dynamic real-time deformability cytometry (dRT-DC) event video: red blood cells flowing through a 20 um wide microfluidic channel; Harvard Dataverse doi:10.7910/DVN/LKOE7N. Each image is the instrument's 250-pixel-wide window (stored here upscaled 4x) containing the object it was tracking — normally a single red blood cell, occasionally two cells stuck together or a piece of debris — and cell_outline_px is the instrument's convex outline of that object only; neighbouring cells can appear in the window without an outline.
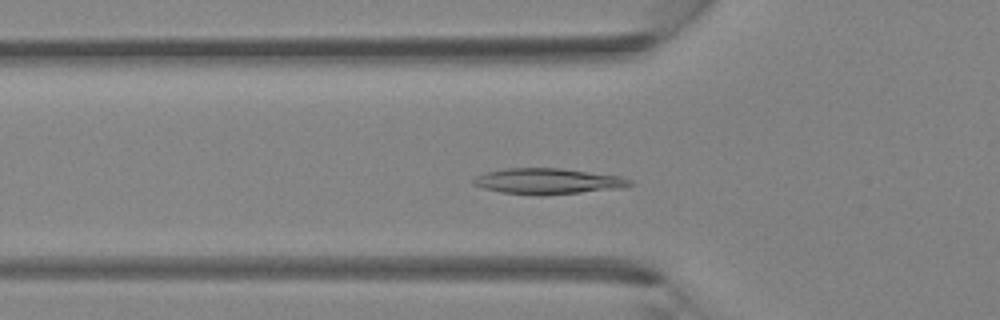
{"species": "Egyptian fruit bat (a non-hibernating species)", "species_latin": "Rousettus aegyptiacus", "temperature_condition": "room temperature", "stored_images_in_passage": 39, "camera_frame_rate_fps": 3000, "um_per_image_px": 0.085, "animal": {"sex": "female"}, "frame": {"image": 1, "passage_image": 12, "time_ms": 3.667, "image_size_px": [1000, 320], "cell_outline_px": [[632, 184], [620, 188], [544, 196], [536, 196], [500, 192], [484, 188], [472, 184], [472, 180], [476, 176], [484, 172], [504, 168], [560, 168], [620, 176], [632, 180]], "centroid_in_image_um": [46.51, 15.41], "position_along_channel_um": 79.3, "area_um2": 23.7}}
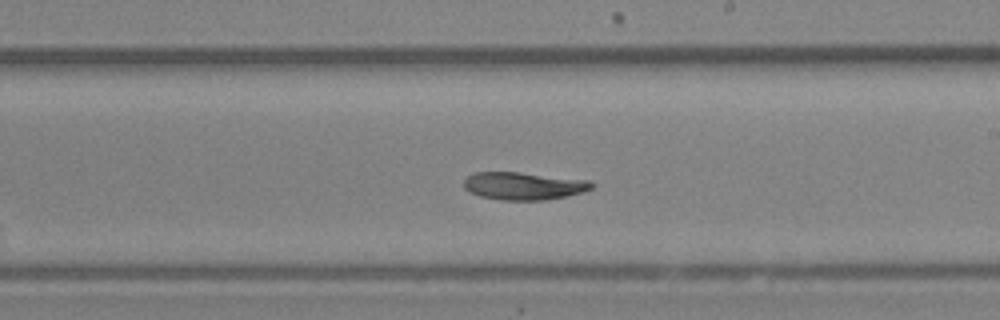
{"frame": {"image": 2, "passage_image": 22, "time_ms": 7.0, "image_size_px": [1000, 320], "cell_outline_px": [[596, 184], [592, 188], [584, 192], [568, 196], [544, 200], [500, 200], [480, 196], [468, 192], [464, 188], [464, 180], [472, 172], [520, 172], [592, 180]], "centroid_in_image_um": [44.54, 15.8], "position_along_channel_um": 244.5, "area_um2": 20.98}}
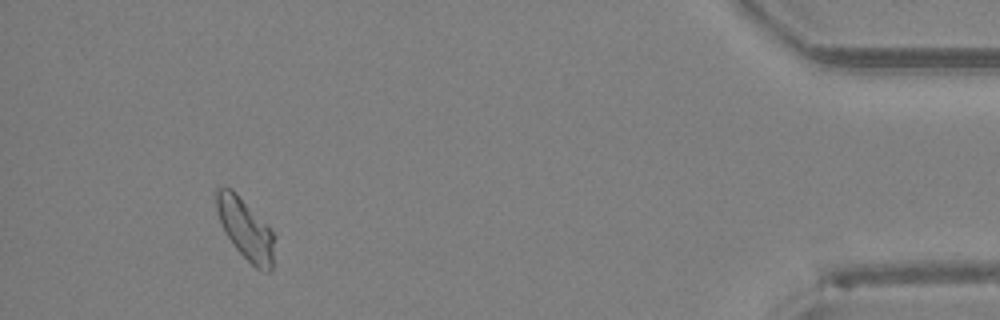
{"frame": {"image": 3, "passage_image": 36, "time_ms": 11.667, "image_size_px": [1000, 320], "cell_outline_px": [[276, 236], [272, 268], [268, 272], [256, 268], [232, 244], [224, 232], [216, 212], [216, 188], [232, 188], [236, 192]], "centroid_in_image_um": [20.86, 19.48], "position_along_channel_um": 414.3, "area_um2": 20.4}}